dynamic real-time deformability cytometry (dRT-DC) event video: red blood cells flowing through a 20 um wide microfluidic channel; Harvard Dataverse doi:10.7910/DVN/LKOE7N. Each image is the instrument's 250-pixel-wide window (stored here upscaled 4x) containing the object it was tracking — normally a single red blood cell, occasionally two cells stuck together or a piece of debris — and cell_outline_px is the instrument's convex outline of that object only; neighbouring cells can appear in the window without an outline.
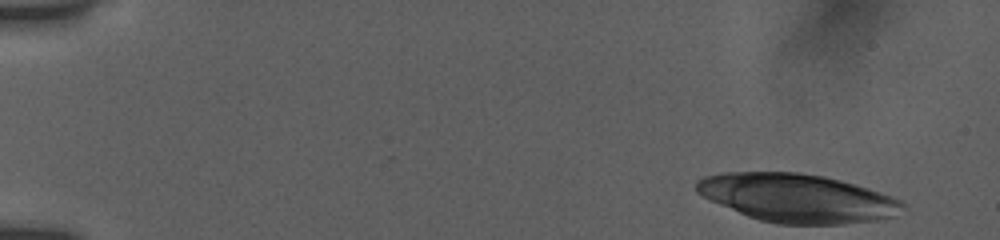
{"species": "human", "species_latin": "Homo sapiens", "temperature_condition": "room temperature", "stored_images_in_passage": 47, "camera_frame_rate_fps": 3000, "um_per_image_px": 0.085, "donor": {"sex": "female"}, "frame": {"image": 1, "passage_image": 1, "time_ms": 0.0, "image_size_px": [1000, 240], "cell_outline_px": [[904, 204], [896, 216], [876, 220], [844, 224], [780, 224], [760, 220], [748, 216], [720, 204], [696, 192], [696, 180], [704, 176], [724, 172], [800, 172], [824, 176], [856, 184], [892, 196], [900, 200]], "centroid_in_image_um": [67.77, 16.82], "position_along_channel_um": 17.2, "area_um2": 57.97}}